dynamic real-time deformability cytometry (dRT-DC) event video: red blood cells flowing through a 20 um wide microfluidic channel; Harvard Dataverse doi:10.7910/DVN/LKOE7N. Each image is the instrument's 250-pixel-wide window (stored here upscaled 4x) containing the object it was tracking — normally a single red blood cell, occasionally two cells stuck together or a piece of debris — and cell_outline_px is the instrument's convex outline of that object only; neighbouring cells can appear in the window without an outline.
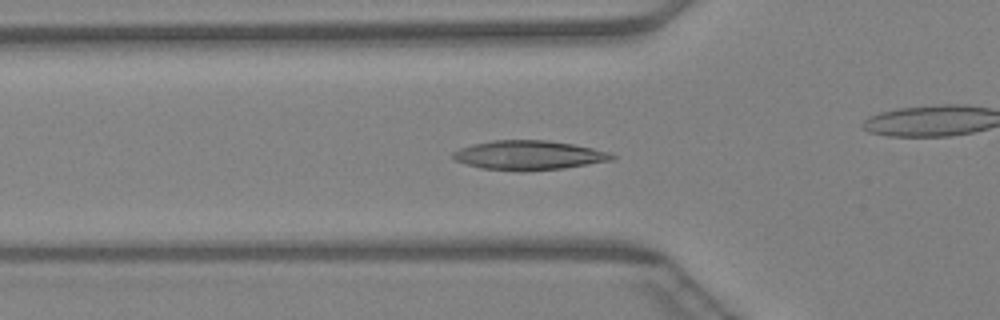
{"species": "Egyptian fruit bat (a non-hibernating species)", "species_latin": "Rousettus aegyptiacus", "temperature_condition": "warm", "stored_images_in_passage": 36, "camera_frame_rate_fps": 3000, "um_per_image_px": 0.085, "animal": {"sex": "female"}, "frame": {"image": 1, "passage_image": 8, "time_ms": 2.333, "image_size_px": [1000, 320], "cell_outline_px": [[616, 156], [612, 160], [564, 168], [524, 172], [520, 172], [480, 168], [456, 160], [452, 156], [452, 152], [460, 148], [472, 144], [492, 140], [544, 140], [572, 144], [592, 148], [608, 152]], "centroid_in_image_um": [44.92, 13.2], "position_along_channel_um": 80.9, "area_um2": 27.17}}
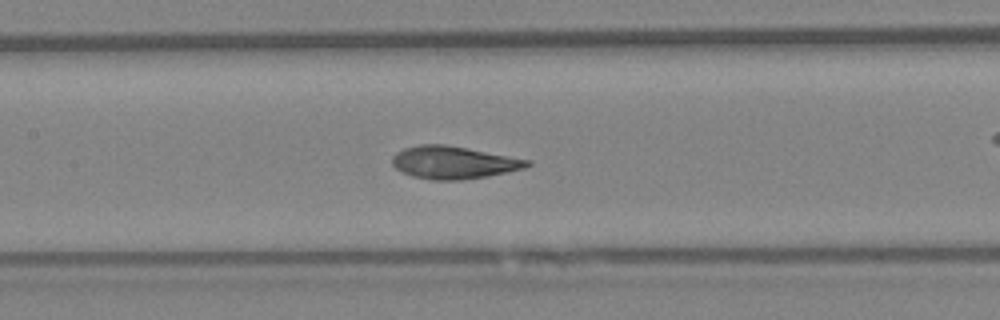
{"frame": {"image": 2, "passage_image": 14, "time_ms": 4.333, "image_size_px": [1000, 320], "cell_outline_px": [[532, 164], [524, 168], [488, 176], [460, 180], [432, 180], [412, 176], [400, 172], [392, 164], [392, 156], [396, 152], [404, 148], [420, 144], [444, 144], [528, 160]], "centroid_in_image_um": [38.48, 13.82], "position_along_channel_um": 168.9, "area_um2": 25.37}}
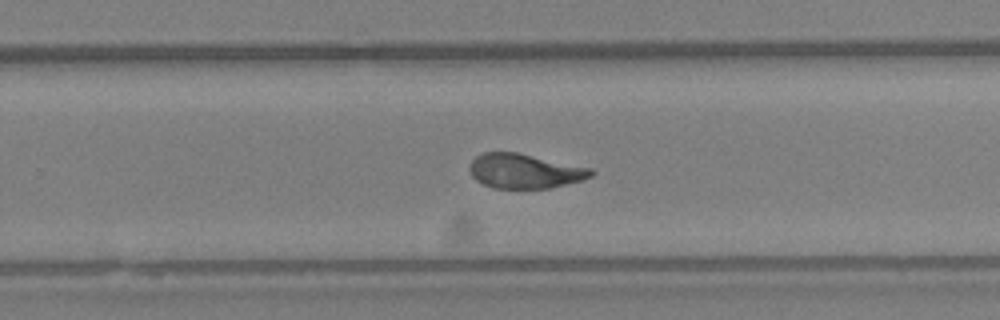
{"frame": {"image": 3, "passage_image": 22, "time_ms": 7.0, "image_size_px": [1000, 320], "cell_outline_px": [[596, 172], [592, 176], [580, 180], [552, 188], [496, 188], [484, 184], [476, 180], [472, 176], [468, 168], [472, 160], [476, 156], [484, 152], [516, 152], [592, 168]], "centroid_in_image_um": [44.6, 14.54], "position_along_channel_um": 285.2, "area_um2": 24.39}}